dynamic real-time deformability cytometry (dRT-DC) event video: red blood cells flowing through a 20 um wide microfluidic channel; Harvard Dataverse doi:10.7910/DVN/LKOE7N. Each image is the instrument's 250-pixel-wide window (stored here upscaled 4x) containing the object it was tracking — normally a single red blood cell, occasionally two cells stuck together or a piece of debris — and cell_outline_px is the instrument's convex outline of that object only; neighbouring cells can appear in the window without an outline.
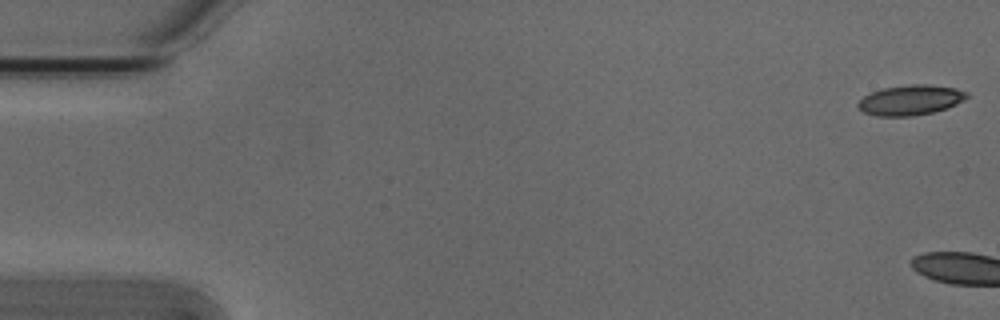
{"species": "Egyptian fruit bat (a non-hibernating species)", "species_latin": "Rousettus aegyptiacus", "temperature_condition": "cold", "stored_images_in_passage": 8, "camera_frame_rate_fps": 3000, "um_per_image_px": 0.085, "animal": {"sex": "male"}, "frame": {"image": 1, "passage_image": 1, "time_ms": 0.0, "image_size_px": [1000, 320], "cell_outline_px": [[968, 96], [964, 100], [956, 104], [932, 112], [912, 116], [876, 116], [864, 112], [856, 108], [856, 104], [864, 96], [872, 92], [884, 88], [912, 84], [928, 84], [956, 88], [968, 92]], "centroid_in_image_um": [77.37, 8.5], "position_along_channel_um": 7.6, "area_um2": 19.02}}